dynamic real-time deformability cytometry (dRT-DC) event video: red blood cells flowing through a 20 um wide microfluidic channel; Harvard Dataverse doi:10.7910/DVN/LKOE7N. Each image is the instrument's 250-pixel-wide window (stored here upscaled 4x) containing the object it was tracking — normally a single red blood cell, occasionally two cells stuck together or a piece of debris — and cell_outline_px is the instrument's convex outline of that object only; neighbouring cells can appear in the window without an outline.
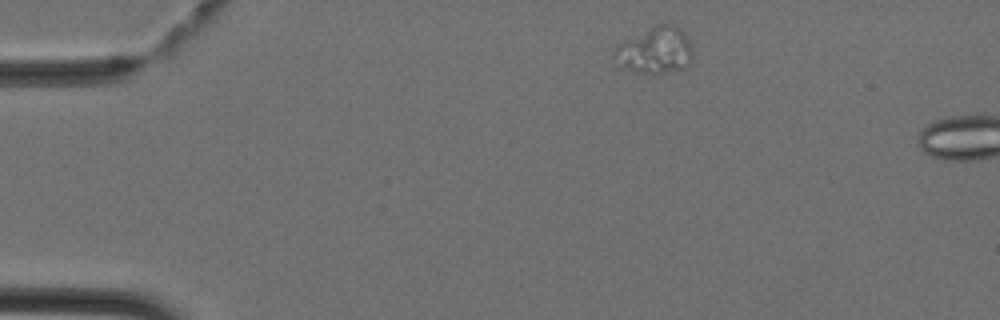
{"species": "Egyptian fruit bat (a non-hibernating species)", "species_latin": "Rousettus aegyptiacus", "temperature_condition": "cold", "stored_images_in_passage": 2, "camera_frame_rate_fps": 3000, "um_per_image_px": 0.085, "animal": {"sex": "female"}, "frame": {"image": 1, "passage_image": 1, "time_ms": 0.0, "image_size_px": [1000, 320], "cell_outline_px": [[692, 60], [688, 68], [656, 76], [636, 72], [620, 68], [612, 56], [616, 44], [656, 24], [676, 24], [688, 36], [692, 48]], "centroid_in_image_um": [55.69, 4.32], "position_along_channel_um": 29.3, "area_um2": 22.31}}